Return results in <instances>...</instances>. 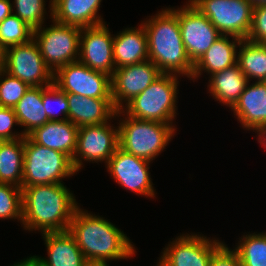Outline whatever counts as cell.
<instances>
[{
	"label": "cell",
	"mask_w": 266,
	"mask_h": 266,
	"mask_svg": "<svg viewBox=\"0 0 266 266\" xmlns=\"http://www.w3.org/2000/svg\"><path fill=\"white\" fill-rule=\"evenodd\" d=\"M89 264L107 265L136 255V246L115 224L97 214L77 208L68 230Z\"/></svg>",
	"instance_id": "cell-1"
},
{
	"label": "cell",
	"mask_w": 266,
	"mask_h": 266,
	"mask_svg": "<svg viewBox=\"0 0 266 266\" xmlns=\"http://www.w3.org/2000/svg\"><path fill=\"white\" fill-rule=\"evenodd\" d=\"M65 183L22 187L23 230L42 233L68 231L80 206Z\"/></svg>",
	"instance_id": "cell-2"
},
{
	"label": "cell",
	"mask_w": 266,
	"mask_h": 266,
	"mask_svg": "<svg viewBox=\"0 0 266 266\" xmlns=\"http://www.w3.org/2000/svg\"><path fill=\"white\" fill-rule=\"evenodd\" d=\"M141 23L147 34L149 60L161 73L191 80L194 64L186 53L177 15L168 6Z\"/></svg>",
	"instance_id": "cell-3"
},
{
	"label": "cell",
	"mask_w": 266,
	"mask_h": 266,
	"mask_svg": "<svg viewBox=\"0 0 266 266\" xmlns=\"http://www.w3.org/2000/svg\"><path fill=\"white\" fill-rule=\"evenodd\" d=\"M115 119L119 121V147L149 162L161 155L177 135L178 128L172 124L132 118L122 109L117 110Z\"/></svg>",
	"instance_id": "cell-4"
},
{
	"label": "cell",
	"mask_w": 266,
	"mask_h": 266,
	"mask_svg": "<svg viewBox=\"0 0 266 266\" xmlns=\"http://www.w3.org/2000/svg\"><path fill=\"white\" fill-rule=\"evenodd\" d=\"M181 76L162 73L142 93L135 96L122 110L130 117L172 124L176 120L179 81Z\"/></svg>",
	"instance_id": "cell-5"
},
{
	"label": "cell",
	"mask_w": 266,
	"mask_h": 266,
	"mask_svg": "<svg viewBox=\"0 0 266 266\" xmlns=\"http://www.w3.org/2000/svg\"><path fill=\"white\" fill-rule=\"evenodd\" d=\"M77 174L71 159L64 153L35 143L24 137V164L22 187L64 183Z\"/></svg>",
	"instance_id": "cell-6"
},
{
	"label": "cell",
	"mask_w": 266,
	"mask_h": 266,
	"mask_svg": "<svg viewBox=\"0 0 266 266\" xmlns=\"http://www.w3.org/2000/svg\"><path fill=\"white\" fill-rule=\"evenodd\" d=\"M48 6L52 24L33 30V39L45 63L55 73L64 65L78 61L81 28L55 21L52 18V0Z\"/></svg>",
	"instance_id": "cell-7"
},
{
	"label": "cell",
	"mask_w": 266,
	"mask_h": 266,
	"mask_svg": "<svg viewBox=\"0 0 266 266\" xmlns=\"http://www.w3.org/2000/svg\"><path fill=\"white\" fill-rule=\"evenodd\" d=\"M222 35L247 39L253 6L246 0H189Z\"/></svg>",
	"instance_id": "cell-8"
},
{
	"label": "cell",
	"mask_w": 266,
	"mask_h": 266,
	"mask_svg": "<svg viewBox=\"0 0 266 266\" xmlns=\"http://www.w3.org/2000/svg\"><path fill=\"white\" fill-rule=\"evenodd\" d=\"M119 147V127L110 122L99 125H85L78 129L77 147L72 165L79 173L85 163H108Z\"/></svg>",
	"instance_id": "cell-9"
},
{
	"label": "cell",
	"mask_w": 266,
	"mask_h": 266,
	"mask_svg": "<svg viewBox=\"0 0 266 266\" xmlns=\"http://www.w3.org/2000/svg\"><path fill=\"white\" fill-rule=\"evenodd\" d=\"M199 233L176 236L163 248L155 266H209L212 255L224 242Z\"/></svg>",
	"instance_id": "cell-10"
},
{
	"label": "cell",
	"mask_w": 266,
	"mask_h": 266,
	"mask_svg": "<svg viewBox=\"0 0 266 266\" xmlns=\"http://www.w3.org/2000/svg\"><path fill=\"white\" fill-rule=\"evenodd\" d=\"M170 9L178 17L186 53L195 64L222 34L189 0Z\"/></svg>",
	"instance_id": "cell-11"
},
{
	"label": "cell",
	"mask_w": 266,
	"mask_h": 266,
	"mask_svg": "<svg viewBox=\"0 0 266 266\" xmlns=\"http://www.w3.org/2000/svg\"><path fill=\"white\" fill-rule=\"evenodd\" d=\"M4 70L30 87L54 83V73L45 63L34 39L6 48Z\"/></svg>",
	"instance_id": "cell-12"
},
{
	"label": "cell",
	"mask_w": 266,
	"mask_h": 266,
	"mask_svg": "<svg viewBox=\"0 0 266 266\" xmlns=\"http://www.w3.org/2000/svg\"><path fill=\"white\" fill-rule=\"evenodd\" d=\"M150 163L153 162L138 158L118 147L105 167L112 179L123 189L141 197L155 199L157 192L149 171Z\"/></svg>",
	"instance_id": "cell-13"
},
{
	"label": "cell",
	"mask_w": 266,
	"mask_h": 266,
	"mask_svg": "<svg viewBox=\"0 0 266 266\" xmlns=\"http://www.w3.org/2000/svg\"><path fill=\"white\" fill-rule=\"evenodd\" d=\"M54 84L65 93L90 98L112 99L111 77L105 73L92 70L80 61L59 68L54 73Z\"/></svg>",
	"instance_id": "cell-14"
},
{
	"label": "cell",
	"mask_w": 266,
	"mask_h": 266,
	"mask_svg": "<svg viewBox=\"0 0 266 266\" xmlns=\"http://www.w3.org/2000/svg\"><path fill=\"white\" fill-rule=\"evenodd\" d=\"M161 74L151 60L115 69L111 77V97L114 107L121 110Z\"/></svg>",
	"instance_id": "cell-15"
},
{
	"label": "cell",
	"mask_w": 266,
	"mask_h": 266,
	"mask_svg": "<svg viewBox=\"0 0 266 266\" xmlns=\"http://www.w3.org/2000/svg\"><path fill=\"white\" fill-rule=\"evenodd\" d=\"M113 40L106 22L81 28L78 61L112 77L115 70Z\"/></svg>",
	"instance_id": "cell-16"
},
{
	"label": "cell",
	"mask_w": 266,
	"mask_h": 266,
	"mask_svg": "<svg viewBox=\"0 0 266 266\" xmlns=\"http://www.w3.org/2000/svg\"><path fill=\"white\" fill-rule=\"evenodd\" d=\"M47 257L30 255L25 258L32 266H89L74 236L69 231L41 234Z\"/></svg>",
	"instance_id": "cell-17"
},
{
	"label": "cell",
	"mask_w": 266,
	"mask_h": 266,
	"mask_svg": "<svg viewBox=\"0 0 266 266\" xmlns=\"http://www.w3.org/2000/svg\"><path fill=\"white\" fill-rule=\"evenodd\" d=\"M231 111L243 130L255 132L266 123V83L248 82Z\"/></svg>",
	"instance_id": "cell-18"
},
{
	"label": "cell",
	"mask_w": 266,
	"mask_h": 266,
	"mask_svg": "<svg viewBox=\"0 0 266 266\" xmlns=\"http://www.w3.org/2000/svg\"><path fill=\"white\" fill-rule=\"evenodd\" d=\"M69 106L68 120L77 127L99 125L113 121L117 109L112 99H98L66 93Z\"/></svg>",
	"instance_id": "cell-19"
},
{
	"label": "cell",
	"mask_w": 266,
	"mask_h": 266,
	"mask_svg": "<svg viewBox=\"0 0 266 266\" xmlns=\"http://www.w3.org/2000/svg\"><path fill=\"white\" fill-rule=\"evenodd\" d=\"M241 41L235 36L222 35L194 64L191 80H199L205 72L209 77L237 64V50Z\"/></svg>",
	"instance_id": "cell-20"
},
{
	"label": "cell",
	"mask_w": 266,
	"mask_h": 266,
	"mask_svg": "<svg viewBox=\"0 0 266 266\" xmlns=\"http://www.w3.org/2000/svg\"><path fill=\"white\" fill-rule=\"evenodd\" d=\"M137 26L127 27L114 35L115 69L149 60L145 28L142 23Z\"/></svg>",
	"instance_id": "cell-21"
},
{
	"label": "cell",
	"mask_w": 266,
	"mask_h": 266,
	"mask_svg": "<svg viewBox=\"0 0 266 266\" xmlns=\"http://www.w3.org/2000/svg\"><path fill=\"white\" fill-rule=\"evenodd\" d=\"M102 0H52V18L80 28L105 23L99 15Z\"/></svg>",
	"instance_id": "cell-22"
},
{
	"label": "cell",
	"mask_w": 266,
	"mask_h": 266,
	"mask_svg": "<svg viewBox=\"0 0 266 266\" xmlns=\"http://www.w3.org/2000/svg\"><path fill=\"white\" fill-rule=\"evenodd\" d=\"M78 129L69 120L48 121L28 136L37 144L66 154L71 160L77 147Z\"/></svg>",
	"instance_id": "cell-23"
},
{
	"label": "cell",
	"mask_w": 266,
	"mask_h": 266,
	"mask_svg": "<svg viewBox=\"0 0 266 266\" xmlns=\"http://www.w3.org/2000/svg\"><path fill=\"white\" fill-rule=\"evenodd\" d=\"M248 79L238 64L214 73L208 78L207 91L217 101L231 109L243 93Z\"/></svg>",
	"instance_id": "cell-24"
},
{
	"label": "cell",
	"mask_w": 266,
	"mask_h": 266,
	"mask_svg": "<svg viewBox=\"0 0 266 266\" xmlns=\"http://www.w3.org/2000/svg\"><path fill=\"white\" fill-rule=\"evenodd\" d=\"M13 109L19 127L24 128L22 129L24 136H28L36 128L50 121L42 102V86L30 87Z\"/></svg>",
	"instance_id": "cell-25"
},
{
	"label": "cell",
	"mask_w": 266,
	"mask_h": 266,
	"mask_svg": "<svg viewBox=\"0 0 266 266\" xmlns=\"http://www.w3.org/2000/svg\"><path fill=\"white\" fill-rule=\"evenodd\" d=\"M24 138L0 141V183L22 188Z\"/></svg>",
	"instance_id": "cell-26"
},
{
	"label": "cell",
	"mask_w": 266,
	"mask_h": 266,
	"mask_svg": "<svg viewBox=\"0 0 266 266\" xmlns=\"http://www.w3.org/2000/svg\"><path fill=\"white\" fill-rule=\"evenodd\" d=\"M237 64L249 82L266 79V44L243 39L237 50Z\"/></svg>",
	"instance_id": "cell-27"
},
{
	"label": "cell",
	"mask_w": 266,
	"mask_h": 266,
	"mask_svg": "<svg viewBox=\"0 0 266 266\" xmlns=\"http://www.w3.org/2000/svg\"><path fill=\"white\" fill-rule=\"evenodd\" d=\"M233 247L242 266H266V232L244 233Z\"/></svg>",
	"instance_id": "cell-28"
},
{
	"label": "cell",
	"mask_w": 266,
	"mask_h": 266,
	"mask_svg": "<svg viewBox=\"0 0 266 266\" xmlns=\"http://www.w3.org/2000/svg\"><path fill=\"white\" fill-rule=\"evenodd\" d=\"M33 39V29L18 16L11 14L0 23V43L8 48Z\"/></svg>",
	"instance_id": "cell-29"
},
{
	"label": "cell",
	"mask_w": 266,
	"mask_h": 266,
	"mask_svg": "<svg viewBox=\"0 0 266 266\" xmlns=\"http://www.w3.org/2000/svg\"><path fill=\"white\" fill-rule=\"evenodd\" d=\"M47 0H13L12 14L18 16L33 30L45 23ZM15 11V12H14Z\"/></svg>",
	"instance_id": "cell-30"
},
{
	"label": "cell",
	"mask_w": 266,
	"mask_h": 266,
	"mask_svg": "<svg viewBox=\"0 0 266 266\" xmlns=\"http://www.w3.org/2000/svg\"><path fill=\"white\" fill-rule=\"evenodd\" d=\"M42 102L50 121L68 120L69 106L66 93L56 84L52 83L49 86H42ZM58 114L63 116L59 117Z\"/></svg>",
	"instance_id": "cell-31"
},
{
	"label": "cell",
	"mask_w": 266,
	"mask_h": 266,
	"mask_svg": "<svg viewBox=\"0 0 266 266\" xmlns=\"http://www.w3.org/2000/svg\"><path fill=\"white\" fill-rule=\"evenodd\" d=\"M18 220L22 222V189L0 183V220Z\"/></svg>",
	"instance_id": "cell-32"
},
{
	"label": "cell",
	"mask_w": 266,
	"mask_h": 266,
	"mask_svg": "<svg viewBox=\"0 0 266 266\" xmlns=\"http://www.w3.org/2000/svg\"><path fill=\"white\" fill-rule=\"evenodd\" d=\"M30 86L20 79L10 75L5 70L0 71V106L10 107L18 103Z\"/></svg>",
	"instance_id": "cell-33"
},
{
	"label": "cell",
	"mask_w": 266,
	"mask_h": 266,
	"mask_svg": "<svg viewBox=\"0 0 266 266\" xmlns=\"http://www.w3.org/2000/svg\"><path fill=\"white\" fill-rule=\"evenodd\" d=\"M17 125L19 126L14 109L0 106V141L24 138L22 131H13Z\"/></svg>",
	"instance_id": "cell-34"
},
{
	"label": "cell",
	"mask_w": 266,
	"mask_h": 266,
	"mask_svg": "<svg viewBox=\"0 0 266 266\" xmlns=\"http://www.w3.org/2000/svg\"><path fill=\"white\" fill-rule=\"evenodd\" d=\"M247 40L253 43L266 44V5L253 8L252 24Z\"/></svg>",
	"instance_id": "cell-35"
},
{
	"label": "cell",
	"mask_w": 266,
	"mask_h": 266,
	"mask_svg": "<svg viewBox=\"0 0 266 266\" xmlns=\"http://www.w3.org/2000/svg\"><path fill=\"white\" fill-rule=\"evenodd\" d=\"M209 266H242L238 254L225 243L212 255Z\"/></svg>",
	"instance_id": "cell-36"
},
{
	"label": "cell",
	"mask_w": 266,
	"mask_h": 266,
	"mask_svg": "<svg viewBox=\"0 0 266 266\" xmlns=\"http://www.w3.org/2000/svg\"><path fill=\"white\" fill-rule=\"evenodd\" d=\"M12 0H0V23L12 14Z\"/></svg>",
	"instance_id": "cell-37"
},
{
	"label": "cell",
	"mask_w": 266,
	"mask_h": 266,
	"mask_svg": "<svg viewBox=\"0 0 266 266\" xmlns=\"http://www.w3.org/2000/svg\"><path fill=\"white\" fill-rule=\"evenodd\" d=\"M257 141L266 148V123L261 125L256 131Z\"/></svg>",
	"instance_id": "cell-38"
},
{
	"label": "cell",
	"mask_w": 266,
	"mask_h": 266,
	"mask_svg": "<svg viewBox=\"0 0 266 266\" xmlns=\"http://www.w3.org/2000/svg\"><path fill=\"white\" fill-rule=\"evenodd\" d=\"M6 48L0 43V71L4 70Z\"/></svg>",
	"instance_id": "cell-39"
},
{
	"label": "cell",
	"mask_w": 266,
	"mask_h": 266,
	"mask_svg": "<svg viewBox=\"0 0 266 266\" xmlns=\"http://www.w3.org/2000/svg\"><path fill=\"white\" fill-rule=\"evenodd\" d=\"M248 3H250L253 8L257 6H264L266 5V0H246Z\"/></svg>",
	"instance_id": "cell-40"
},
{
	"label": "cell",
	"mask_w": 266,
	"mask_h": 266,
	"mask_svg": "<svg viewBox=\"0 0 266 266\" xmlns=\"http://www.w3.org/2000/svg\"><path fill=\"white\" fill-rule=\"evenodd\" d=\"M11 266H32L26 259H22L20 260V262H15L13 265Z\"/></svg>",
	"instance_id": "cell-41"
},
{
	"label": "cell",
	"mask_w": 266,
	"mask_h": 266,
	"mask_svg": "<svg viewBox=\"0 0 266 266\" xmlns=\"http://www.w3.org/2000/svg\"><path fill=\"white\" fill-rule=\"evenodd\" d=\"M89 266H109V264H107V265L90 264Z\"/></svg>",
	"instance_id": "cell-42"
}]
</instances>
